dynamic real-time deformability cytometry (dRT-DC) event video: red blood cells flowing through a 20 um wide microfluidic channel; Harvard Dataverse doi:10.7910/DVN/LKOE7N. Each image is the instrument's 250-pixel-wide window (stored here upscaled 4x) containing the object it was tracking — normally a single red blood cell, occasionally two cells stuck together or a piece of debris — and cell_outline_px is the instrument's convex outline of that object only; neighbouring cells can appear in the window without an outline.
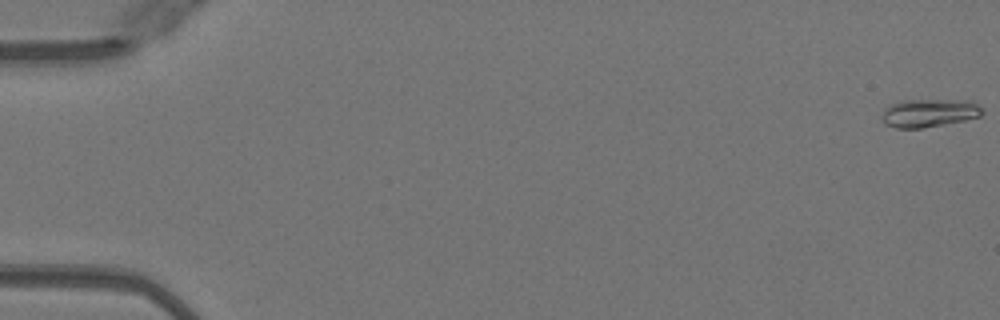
{"species": "Egyptian fruit bat (a non-hibernating species)", "species_latin": "Rousettus aegyptiacus", "temperature_condition": "warm", "stored_images_in_passage": 10, "camera_frame_rate_fps": 3000, "um_per_image_px": 0.085, "animal": {"sex": "female"}, "frame": {"image": 1, "passage_image": 1, "time_ms": 0.0, "image_size_px": [1000, 320], "cell_outline_px": [[980, 116], [964, 120], [944, 124], [920, 128], [896, 128], [884, 124], [884, 108], [888, 104], [900, 100], [972, 100], [980, 108]], "centroid_in_image_um": [78.93, 9.59], "position_along_channel_um": 6.1, "area_um2": 16.3}}